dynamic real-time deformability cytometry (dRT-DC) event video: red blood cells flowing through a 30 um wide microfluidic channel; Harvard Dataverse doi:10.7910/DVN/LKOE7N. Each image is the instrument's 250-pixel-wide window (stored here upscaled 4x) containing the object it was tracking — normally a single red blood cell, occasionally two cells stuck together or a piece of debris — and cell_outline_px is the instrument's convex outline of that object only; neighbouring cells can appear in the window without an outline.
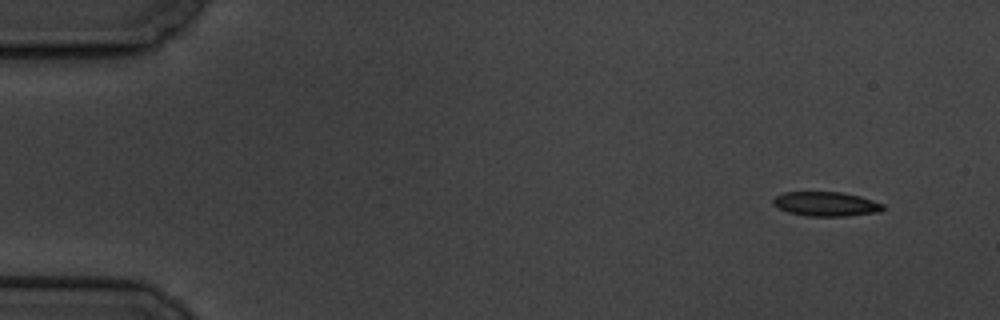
{"species": "common noctule bat (a hibernating species)", "species_latin": "Nyctalus noctula", "temperature_condition": "cold", "stored_images_in_passage": 4, "camera_frame_rate_fps": 3000, "um_per_image_px": 0.085, "animal": {"sex": "male", "body_mass_g": 19.5, "forearm_length_mm": 54.6}, "frame": {"image": 1, "passage_image": 1, "time_ms": 0.0, "image_size_px": [1000, 320], "cell_outline_px": [[884, 208], [880, 212], [848, 216], [808, 216], [788, 212], [772, 204], [772, 200], [776, 196], [784, 192], [840, 192], [860, 196], [884, 204]], "centroid_in_image_um": [70.22, 17.34], "position_along_channel_um": 14.8, "area_um2": 15.61}}
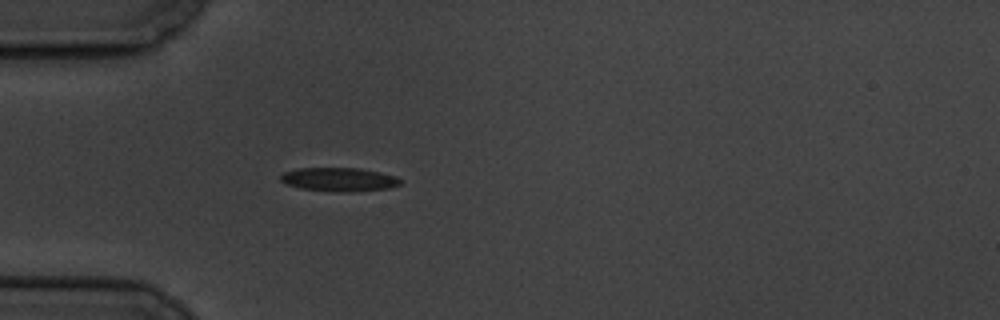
{"frame": {"image": 2, "passage_image": 4, "time_ms": 4.333, "image_size_px": [1000, 320], "cell_outline_px": [[400, 184], [388, 188], [348, 192], [340, 192], [300, 188], [288, 184], [280, 180], [280, 176], [284, 172], [296, 168], [360, 168], [380, 172], [396, 176], [400, 180]], "centroid_in_image_um": [28.81, 15.24], "position_along_channel_um": 56.2, "area_um2": 16.42}}